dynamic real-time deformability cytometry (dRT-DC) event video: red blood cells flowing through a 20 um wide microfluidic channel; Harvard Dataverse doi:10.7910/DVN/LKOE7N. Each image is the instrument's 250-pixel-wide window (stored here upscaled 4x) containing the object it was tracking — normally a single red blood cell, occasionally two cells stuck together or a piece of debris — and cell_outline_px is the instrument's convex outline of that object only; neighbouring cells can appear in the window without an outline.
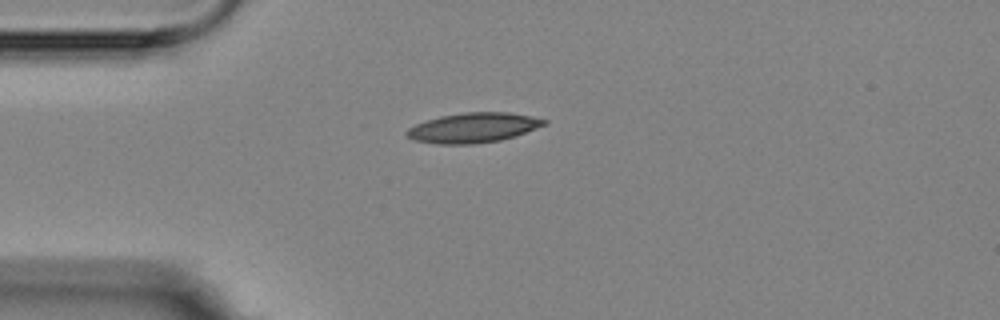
{"species": "Egyptian fruit bat (a non-hibernating species)", "species_latin": "Rousettus aegyptiacus", "temperature_condition": "room temperature", "stored_images_in_passage": 3, "camera_frame_rate_fps": 3000, "um_per_image_px": 0.085, "animal": {"sex": "female"}, "frame": {"image": 1, "passage_image": 1, "time_ms": 0.0, "image_size_px": [1000, 320], "cell_outline_px": [[548, 124], [516, 136], [500, 140], [472, 144], [436, 144], [412, 140], [404, 136], [404, 132], [408, 128], [416, 124], [440, 116], [464, 112], [508, 112], [532, 116], [548, 120]], "centroid_in_image_um": [40.22, 10.86], "position_along_channel_um": 44.8, "area_um2": 24.16}}
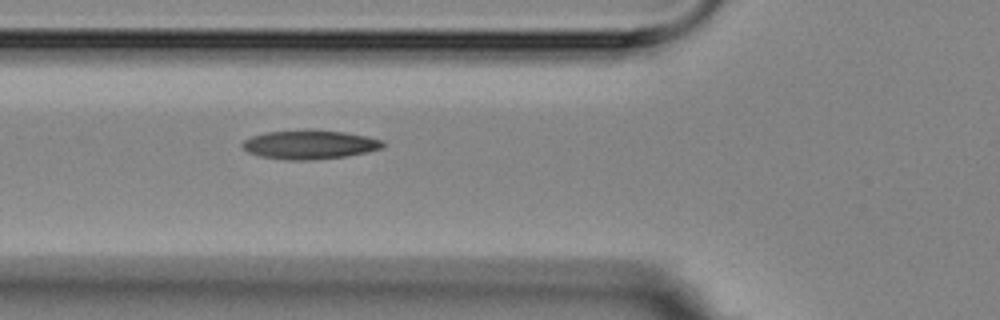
{"frame": {"image": 2, "passage_image": 3, "time_ms": 2.0, "image_size_px": [1000, 320], "cell_outline_px": [[384, 148], [368, 152], [348, 156], [312, 160], [288, 160], [260, 156], [248, 152], [240, 144], [244, 140], [252, 136], [264, 132], [312, 128], [344, 132], [368, 136], [384, 140]], "centroid_in_image_um": [26.35, 12.27], "position_along_channel_um": 99.4, "area_um2": 24.28}}